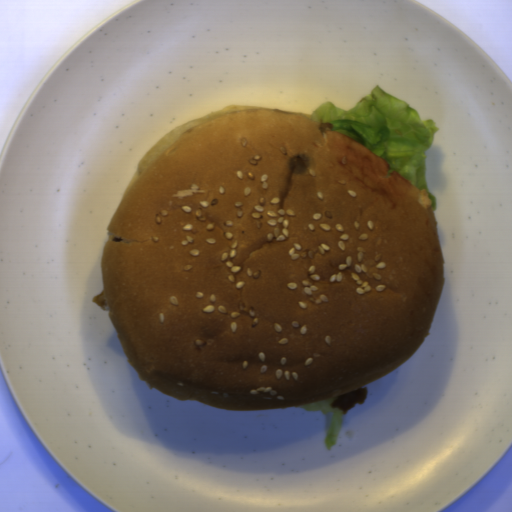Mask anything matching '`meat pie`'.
<instances>
[{
	"label": "meat pie",
	"mask_w": 512,
	"mask_h": 512,
	"mask_svg": "<svg viewBox=\"0 0 512 512\" xmlns=\"http://www.w3.org/2000/svg\"><path fill=\"white\" fill-rule=\"evenodd\" d=\"M92 301L96 304V305H99L103 308V310L105 311L106 307H107V303H106V297H105V293H104V290L102 288L101 292L99 294H97L96 296L93 297Z\"/></svg>",
	"instance_id": "meat-pie-2"
},
{
	"label": "meat pie",
	"mask_w": 512,
	"mask_h": 512,
	"mask_svg": "<svg viewBox=\"0 0 512 512\" xmlns=\"http://www.w3.org/2000/svg\"><path fill=\"white\" fill-rule=\"evenodd\" d=\"M368 398L367 387H362L354 392L341 395L333 401L335 407H340L343 410V414L350 410L357 403H365Z\"/></svg>",
	"instance_id": "meat-pie-1"
}]
</instances>
